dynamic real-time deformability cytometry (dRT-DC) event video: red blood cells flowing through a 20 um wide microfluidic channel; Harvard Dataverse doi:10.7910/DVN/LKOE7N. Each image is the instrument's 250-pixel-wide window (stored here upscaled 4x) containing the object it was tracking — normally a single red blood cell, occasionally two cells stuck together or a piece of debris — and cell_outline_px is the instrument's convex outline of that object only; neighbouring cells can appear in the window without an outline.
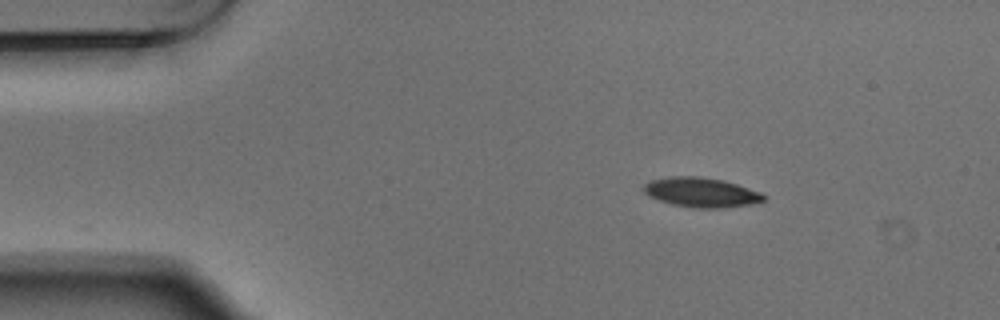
{"species": "Egyptian fruit bat (a non-hibernating species)", "species_latin": "Rousettus aegyptiacus", "temperature_condition": "warm", "stored_images_in_passage": 3, "camera_frame_rate_fps": 3000, "um_per_image_px": 0.085, "animal": {"sex": "male"}, "frame": {"image": 1, "passage_image": 1, "time_ms": 0.0, "image_size_px": [1000, 320], "cell_outline_px": [[764, 200], [752, 204], [724, 208], [692, 208], [672, 204], [660, 200], [644, 192], [644, 184], [648, 180], [672, 176], [700, 176], [724, 180], [760, 192], [764, 196]], "centroid_in_image_um": [59.6, 16.34], "position_along_channel_um": 25.4, "area_um2": 20.63}}